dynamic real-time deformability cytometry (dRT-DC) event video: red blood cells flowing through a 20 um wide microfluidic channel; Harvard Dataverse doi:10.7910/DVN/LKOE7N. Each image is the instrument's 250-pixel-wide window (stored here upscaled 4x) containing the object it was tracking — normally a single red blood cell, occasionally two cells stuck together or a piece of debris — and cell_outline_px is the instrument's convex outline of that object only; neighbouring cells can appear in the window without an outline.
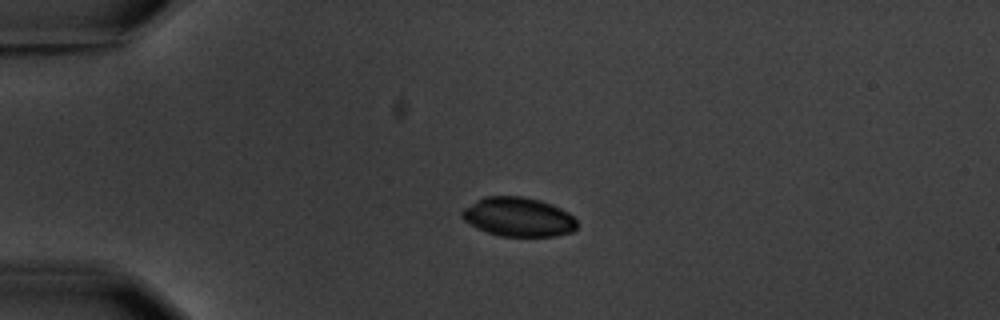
{"species": "common noctule bat (a hibernating species)", "species_latin": "Nyctalus noctula", "temperature_condition": "warm", "stored_images_in_passage": 4, "camera_frame_rate_fps": 3000, "um_per_image_px": 0.085, "animal": {"sex": "male", "body_mass_g": 20.1, "forearm_length_mm": 53.5}, "frame": {"image": 1, "passage_image": 3, "time_ms": 3.0, "image_size_px": [1000, 320], "cell_outline_px": [[576, 228], [572, 232], [556, 236], [500, 236], [476, 228], [464, 220], [460, 216], [460, 212], [464, 208], [476, 200], [484, 196], [524, 196], [540, 200], [552, 204], [568, 212], [576, 220]], "centroid_in_image_um": [44.04, 18.43], "position_along_channel_um": 41.0, "area_um2": 26.36}}